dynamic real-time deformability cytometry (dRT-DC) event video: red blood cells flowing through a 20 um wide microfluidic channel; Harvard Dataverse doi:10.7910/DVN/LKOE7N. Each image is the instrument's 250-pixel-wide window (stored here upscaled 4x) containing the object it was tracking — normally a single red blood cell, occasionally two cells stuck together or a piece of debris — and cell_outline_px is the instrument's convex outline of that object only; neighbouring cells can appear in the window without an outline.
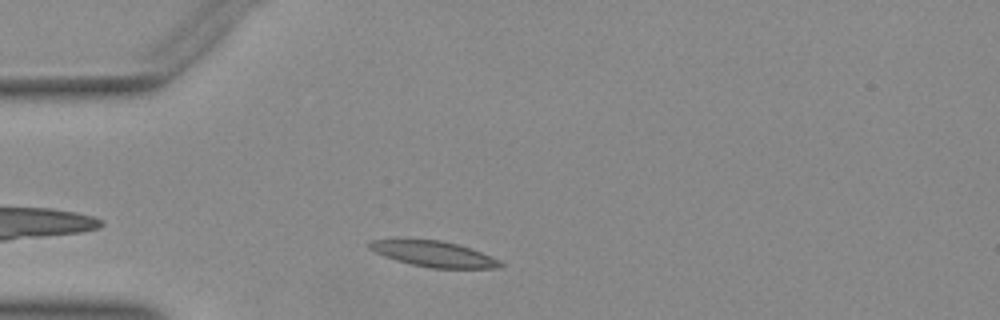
{"species": "Egyptian fruit bat (a non-hibernating species)", "species_latin": "Rousettus aegyptiacus", "temperature_condition": "warm", "stored_images_in_passage": 36, "camera_frame_rate_fps": 3000, "um_per_image_px": 0.085, "animal": {"sex": "female"}, "frame": {"image": 1, "passage_image": 6, "time_ms": 1.667, "image_size_px": [1000, 320], "cell_outline_px": [[504, 264], [496, 268], [432, 268], [412, 264], [396, 260], [384, 256], [368, 248], [368, 244], [372, 240], [408, 236], [440, 240], [456, 244], [480, 252], [500, 260]], "centroid_in_image_um": [36.76, 21.53], "position_along_channel_um": 48.2, "area_um2": 20.06}}
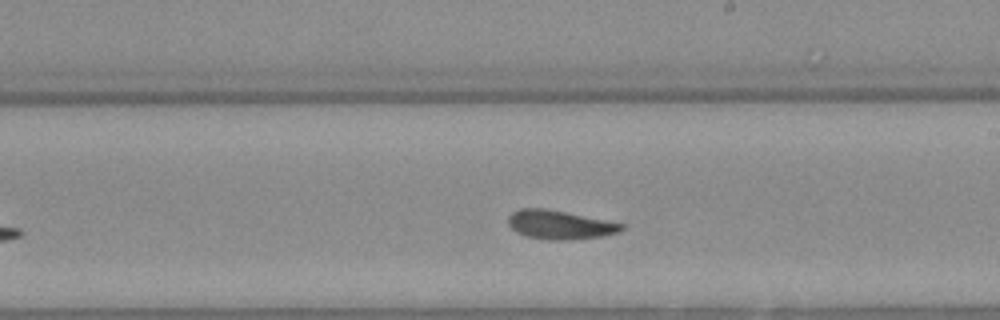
{"frame": {"image": 2, "passage_image": 22, "time_ms": 7.0, "image_size_px": [1000, 320], "cell_outline_px": [[624, 228], [620, 232], [600, 236], [572, 240], [548, 240], [524, 236], [516, 232], [508, 224], [508, 216], [512, 212], [520, 208], [540, 208], [564, 212], [624, 224]], "centroid_in_image_um": [47.53, 19.12], "position_along_channel_um": 241.5, "area_um2": 18.9}}
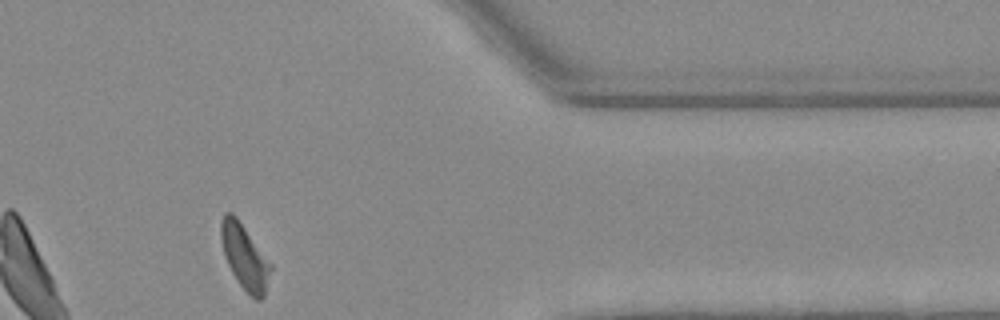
{"frame": {"image": 3, "passage_image": 35, "time_ms": 11.333, "image_size_px": [1000, 320], "cell_outline_px": [[272, 268], [264, 296], [260, 300], [256, 300], [240, 284], [232, 272], [228, 264], [224, 252], [220, 236], [220, 224], [224, 212], [232, 212], [236, 216], [272, 264]], "centroid_in_image_um": [20.8, 21.8], "position_along_channel_um": 390.6, "area_um2": 18.5}}